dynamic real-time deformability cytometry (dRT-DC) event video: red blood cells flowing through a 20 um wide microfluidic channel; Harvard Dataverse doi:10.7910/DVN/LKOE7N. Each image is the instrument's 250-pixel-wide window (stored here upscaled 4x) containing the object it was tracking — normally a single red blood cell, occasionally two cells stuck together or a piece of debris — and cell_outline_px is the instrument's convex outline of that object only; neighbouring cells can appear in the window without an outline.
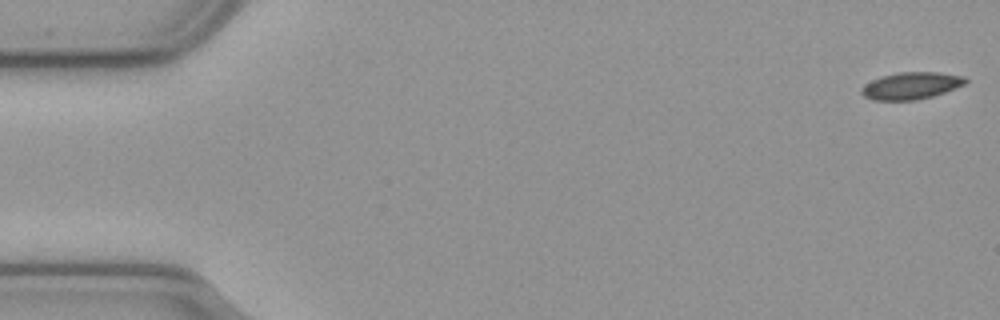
{"species": "common noctule bat (a hibernating species)", "species_latin": "Nyctalus noctula", "temperature_condition": "cold", "stored_images_in_passage": 56, "camera_frame_rate_fps": 3000, "um_per_image_px": 0.085, "animal": {"sex": "male", "body_mass_g": 23.1, "forearm_length_mm": 52.7}, "frame": {"image": 1, "passage_image": 1, "time_ms": 0.0, "image_size_px": [1000, 320], "cell_outline_px": [[968, 80], [964, 84], [944, 92], [932, 96], [916, 100], [872, 100], [864, 96], [860, 92], [860, 88], [864, 84], [880, 76], [900, 72], [936, 72], [964, 76]], "centroid_in_image_um": [77.4, 7.28], "position_along_channel_um": 7.6, "area_um2": 16.36}}
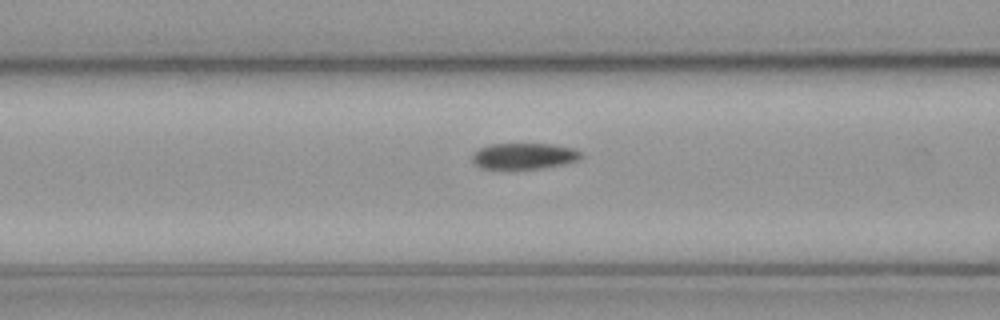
{"frame": {"image": 2, "passage_image": 22, "time_ms": 7.0, "image_size_px": [1000, 320], "cell_outline_px": [[584, 156], [576, 160], [564, 164], [536, 168], [480, 168], [472, 160], [472, 152], [488, 144], [552, 144], [576, 148], [584, 152]], "centroid_in_image_um": [44.57, 13.24], "position_along_channel_um": 122.0, "area_um2": 16.53}}
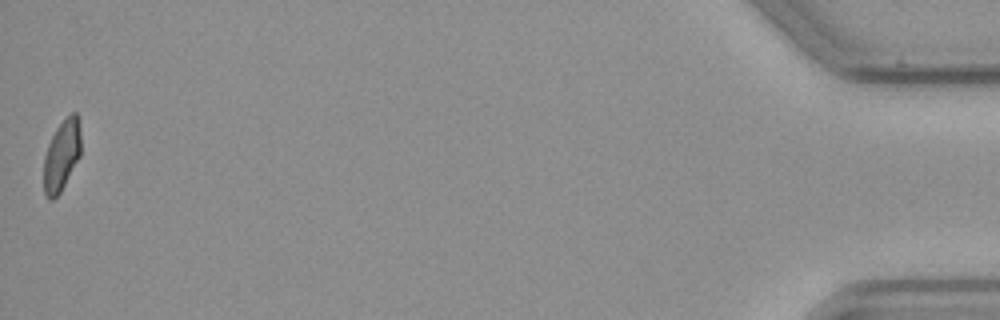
{"frame": {"image": 3, "passage_image": 56, "time_ms": 18.333, "image_size_px": [1000, 320], "cell_outline_px": [[80, 156], [60, 192], [52, 200], [48, 200], [44, 192], [44, 156], [48, 144], [56, 128], [72, 112], [76, 112], [80, 128]], "centroid_in_image_um": [5.23, 13.22], "position_along_channel_um": 430.0, "area_um2": 15.14}}